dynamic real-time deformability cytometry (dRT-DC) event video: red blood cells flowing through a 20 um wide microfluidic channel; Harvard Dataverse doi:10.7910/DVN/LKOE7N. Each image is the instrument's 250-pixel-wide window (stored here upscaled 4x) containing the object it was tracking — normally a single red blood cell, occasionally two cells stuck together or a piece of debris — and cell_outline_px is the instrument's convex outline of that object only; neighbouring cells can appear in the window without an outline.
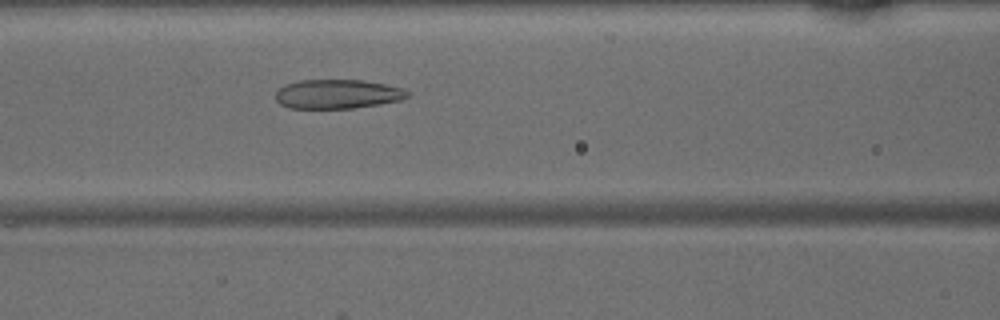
{"species": "common noctule bat (a hibernating species)", "species_latin": "Nyctalus noctula", "temperature_condition": "warm", "stored_images_in_passage": 47, "camera_frame_rate_fps": 3000, "um_per_image_px": 0.085, "animal": {"sex": "male", "body_mass_g": 15.6}, "frame": {"image": 1, "passage_image": 20, "time_ms": 6.333, "image_size_px": [1000, 320], "cell_outline_px": [[408, 96], [400, 100], [352, 108], [288, 108], [280, 104], [276, 100], [276, 92], [284, 84], [300, 80], [364, 80], [404, 88], [408, 92]], "centroid_in_image_um": [28.65, 7.99], "position_along_channel_um": 137.9, "area_um2": 22.31}}
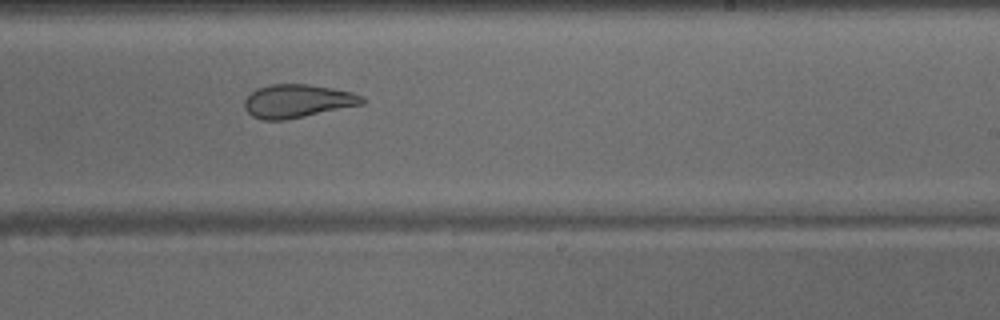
{"frame": {"image": 2, "passage_image": 29, "time_ms": 9.333, "image_size_px": [1000, 320], "cell_outline_px": [[364, 104], [284, 120], [264, 120], [252, 116], [244, 108], [244, 100], [256, 88], [272, 84], [308, 84], [332, 88], [352, 92], [364, 96]], "centroid_in_image_um": [25.28, 8.58], "position_along_channel_um": 263.7, "area_um2": 22.77}}
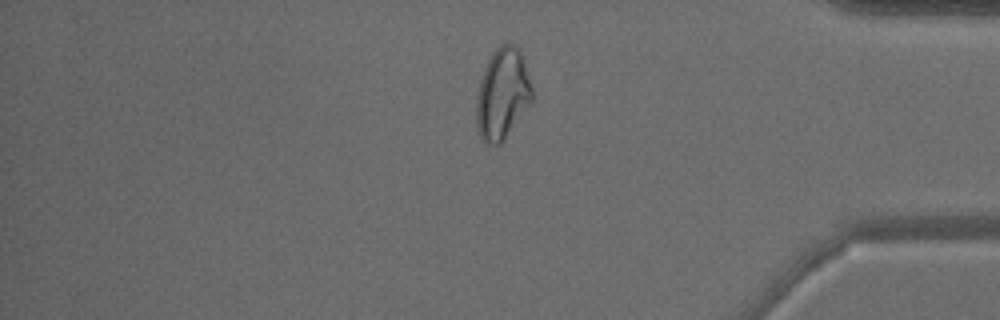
{"frame": {"image": 3, "passage_image": 40, "time_ms": 13.0, "image_size_px": [1000, 320], "cell_outline_px": [[532, 100], [504, 140], [500, 144], [484, 144], [480, 136], [476, 124], [476, 96], [480, 80], [484, 68], [492, 52], [500, 44], [512, 44], [524, 56], [532, 88]], "centroid_in_image_um": [42.69, 7.98], "position_along_channel_um": 392.5, "area_um2": 29.59}}